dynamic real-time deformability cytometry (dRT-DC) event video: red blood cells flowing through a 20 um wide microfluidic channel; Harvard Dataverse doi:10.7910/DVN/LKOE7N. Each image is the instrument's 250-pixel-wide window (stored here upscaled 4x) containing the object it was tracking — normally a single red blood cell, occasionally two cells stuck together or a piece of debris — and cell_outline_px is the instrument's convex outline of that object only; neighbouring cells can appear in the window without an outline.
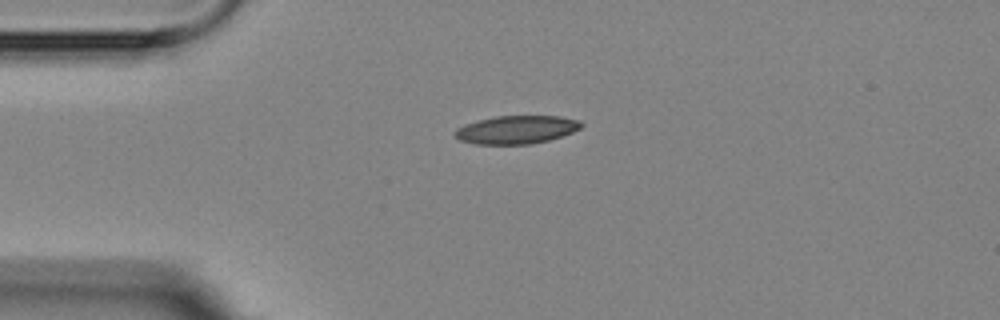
{"species": "Egyptian fruit bat (a non-hibernating species)", "species_latin": "Rousettus aegyptiacus", "temperature_condition": "room temperature", "stored_images_in_passage": 2, "camera_frame_rate_fps": 3000, "um_per_image_px": 0.085, "animal": {"sex": "female"}, "frame": {"image": 1, "passage_image": 1, "time_ms": 0.0, "image_size_px": [1000, 320], "cell_outline_px": [[584, 124], [580, 128], [572, 132], [548, 140], [528, 144], [476, 144], [460, 140], [452, 132], [456, 128], [464, 124], [476, 120], [496, 116], [560, 116], [580, 120]], "centroid_in_image_um": [43.87, 11.01], "position_along_channel_um": 41.1, "area_um2": 20.75}}